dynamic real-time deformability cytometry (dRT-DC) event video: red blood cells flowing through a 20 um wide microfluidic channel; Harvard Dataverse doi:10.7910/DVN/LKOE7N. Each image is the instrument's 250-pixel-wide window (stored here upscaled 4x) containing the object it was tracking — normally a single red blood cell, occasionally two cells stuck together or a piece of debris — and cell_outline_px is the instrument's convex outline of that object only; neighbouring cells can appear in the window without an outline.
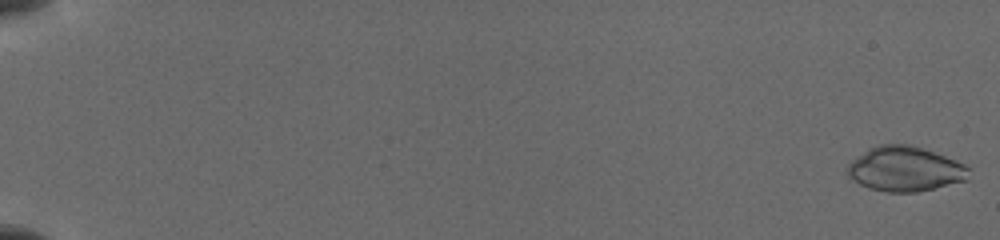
{"species": "common noctule bat (a hibernating species)", "species_latin": "Nyctalus noctula", "temperature_condition": "cold", "stored_images_in_passage": 35, "camera_frame_rate_fps": 3000, "um_per_image_px": 0.085, "animal": {"sex": "female", "body_mass_g": 19.5, "forearm_length_mm": 54.1}, "frame": {"image": 1, "passage_image": 1, "time_ms": 0.0, "image_size_px": [1000, 240], "cell_outline_px": [[968, 180], [916, 192], [888, 192], [868, 188], [860, 184], [848, 176], [848, 164], [852, 160], [868, 148], [880, 144], [908, 144], [944, 156], [964, 164], [968, 168]], "centroid_in_image_um": [76.9, 14.37], "position_along_channel_um": 8.1, "area_um2": 31.33}}
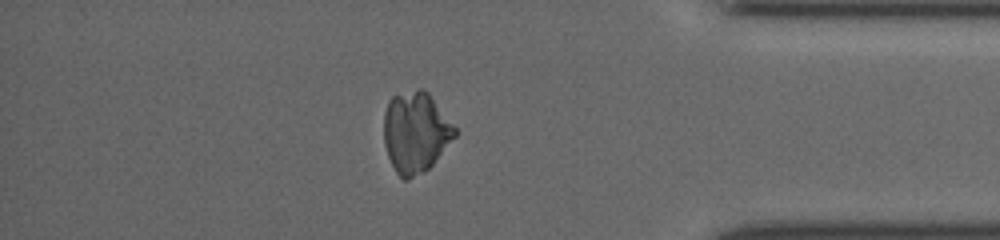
{"frame": {"image": 2, "passage_image": 31, "time_ms": 15.667, "image_size_px": [1000, 240], "cell_outline_px": [[456, 136], [432, 164], [424, 172], [408, 180], [404, 180], [396, 172], [388, 156], [384, 144], [384, 112], [388, 100], [392, 96], [416, 88], [424, 88], [428, 92], [456, 128]], "centroid_in_image_um": [35.31, 11.22], "position_along_channel_um": 399.9, "area_um2": 33.47}}